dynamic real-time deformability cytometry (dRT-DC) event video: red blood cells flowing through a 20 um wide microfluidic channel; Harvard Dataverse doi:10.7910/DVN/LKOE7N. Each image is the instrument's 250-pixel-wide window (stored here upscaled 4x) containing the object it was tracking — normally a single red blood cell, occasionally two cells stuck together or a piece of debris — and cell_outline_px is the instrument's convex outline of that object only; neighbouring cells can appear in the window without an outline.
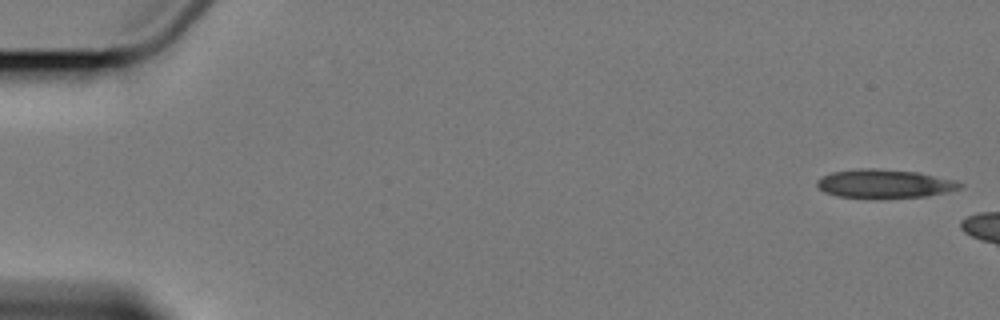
{"species": "Egyptian fruit bat (a non-hibernating species)", "species_latin": "Rousettus aegyptiacus", "temperature_condition": "cold", "stored_images_in_passage": 10, "camera_frame_rate_fps": 3000, "um_per_image_px": 0.085, "animal": {"sex": "female"}, "frame": {"image": 1, "passage_image": 1, "time_ms": 0.0, "image_size_px": [1000, 320], "cell_outline_px": [[964, 184], [960, 188], [948, 192], [928, 196], [884, 200], [872, 200], [840, 196], [824, 192], [816, 184], [816, 180], [820, 176], [832, 172], [860, 168], [876, 168], [920, 172], [956, 180]], "centroid_in_image_um": [75.2, 15.64], "position_along_channel_um": 9.8, "area_um2": 24.85}}